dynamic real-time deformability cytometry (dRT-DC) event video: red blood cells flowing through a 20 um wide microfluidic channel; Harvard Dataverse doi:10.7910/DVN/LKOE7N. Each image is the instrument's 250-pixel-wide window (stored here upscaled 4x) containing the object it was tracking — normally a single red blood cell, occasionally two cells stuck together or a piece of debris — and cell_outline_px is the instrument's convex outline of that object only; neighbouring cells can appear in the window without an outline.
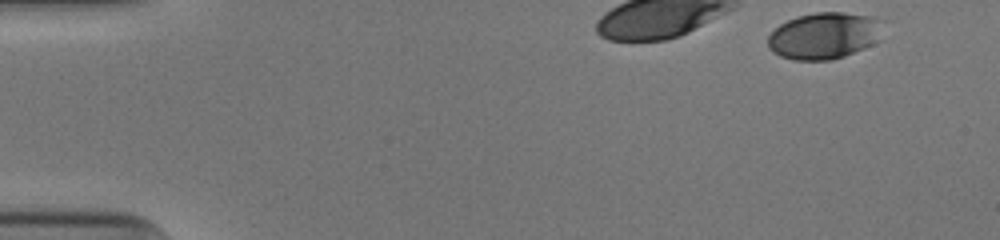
{"species": "human", "species_latin": "Homo sapiens", "temperature_condition": "cold", "stored_images_in_passage": 33, "camera_frame_rate_fps": 3000, "um_per_image_px": 0.085, "donor": {"sex": "male"}, "frame": {"image": 1, "passage_image": 1, "time_ms": 0.0, "image_size_px": [1000, 240], "cell_outline_px": [[884, 20], [880, 40], [864, 48], [844, 56], [832, 60], [792, 60], [780, 56], [772, 52], [768, 48], [768, 36], [780, 24], [796, 16], [816, 12], [844, 12], [872, 16]], "centroid_in_image_um": [70.08, 3.03], "position_along_channel_um": 14.9, "area_um2": 31.67}}
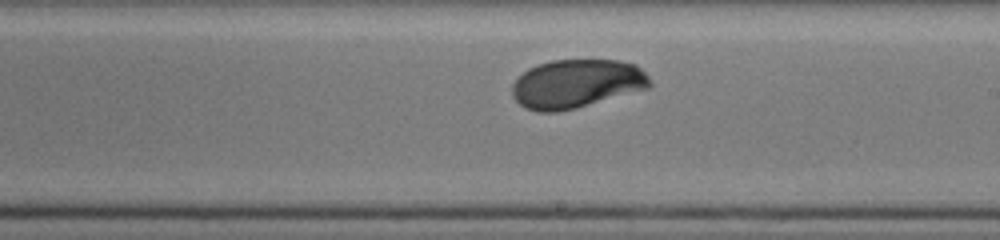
{"frame": {"image": 2, "passage_image": 23, "time_ms": 7.333, "image_size_px": [1000, 240], "cell_outline_px": [[652, 84], [648, 88], [576, 108], [556, 112], [536, 112], [524, 108], [512, 96], [512, 84], [528, 68], [552, 60], [620, 60], [636, 64], [648, 76]], "centroid_in_image_um": [49.0, 7.12], "position_along_channel_um": 240.0, "area_um2": 39.02}}
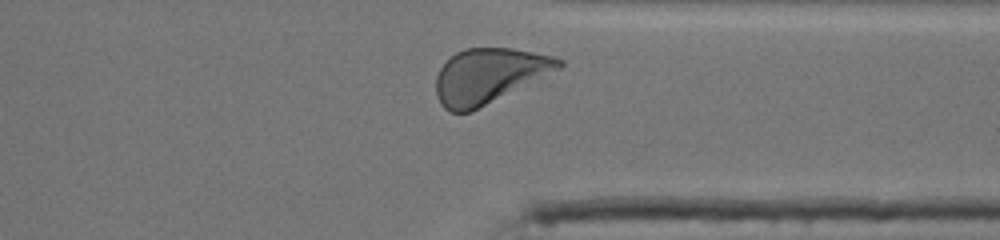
{"frame": {"image": 3, "passage_image": 33, "time_ms": 10.667, "image_size_px": [1000, 240], "cell_outline_px": [[564, 64], [560, 68], [472, 112], [452, 112], [444, 108], [440, 104], [436, 92], [436, 76], [440, 68], [456, 52], [464, 48], [512, 48], [556, 56], [564, 60]], "centroid_in_image_um": [41.56, 6.44], "position_along_channel_um": 369.8, "area_um2": 39.13}, "authors_computed_cell_mechanics": {"area_um2": 39.015, "velocity_mm_per_s": 3.8891, "shape_relaxation_time_tau1_ms": 2.6973, "shape_relaxation_time_tau2_ms": null, "deformation_change_tau1": 0.132, "deformation_change_tau2": null}}